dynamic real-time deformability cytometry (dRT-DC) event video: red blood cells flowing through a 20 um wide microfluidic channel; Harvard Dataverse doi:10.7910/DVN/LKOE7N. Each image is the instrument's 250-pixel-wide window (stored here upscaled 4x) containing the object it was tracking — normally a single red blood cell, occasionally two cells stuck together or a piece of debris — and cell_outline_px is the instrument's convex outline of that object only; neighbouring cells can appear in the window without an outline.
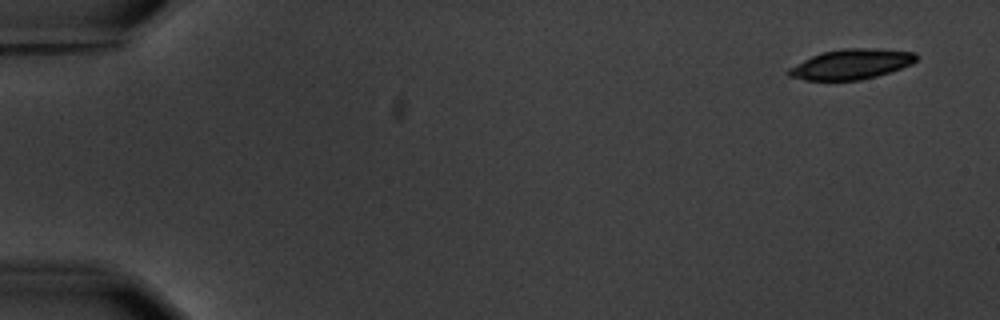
{"species": "common noctule bat (a hibernating species)", "species_latin": "Nyctalus noctula", "temperature_condition": "warm", "stored_images_in_passage": 5, "camera_frame_rate_fps": 3000, "um_per_image_px": 0.085, "animal": {"sex": "male", "body_mass_g": 20.1, "forearm_length_mm": 53.5}, "frame": {"image": 1, "passage_image": 1, "time_ms": 0.0, "image_size_px": [1000, 320], "cell_outline_px": [[916, 60], [912, 64], [876, 76], [860, 80], [804, 80], [788, 76], [784, 72], [788, 68], [820, 52], [844, 48], [872, 48], [916, 52]], "centroid_in_image_um": [72.31, 5.45], "position_along_channel_um": 12.7, "area_um2": 22.37}}
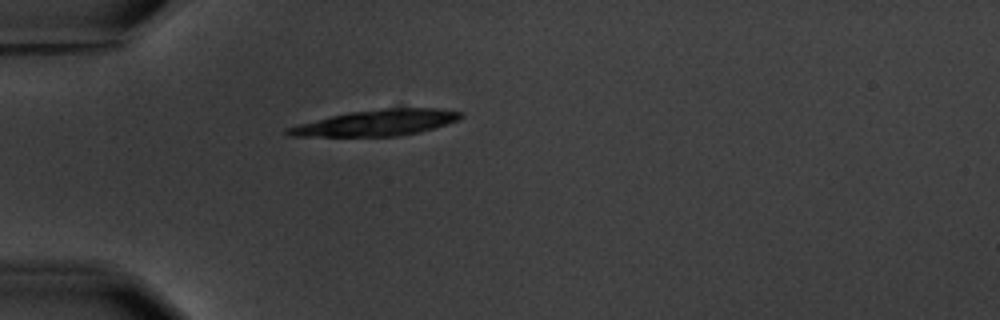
{"frame": {"image": 2, "passage_image": 5, "time_ms": 4.667, "image_size_px": [1000, 320], "cell_outline_px": [[464, 116], [460, 120], [448, 124], [420, 132], [400, 136], [288, 136], [284, 132], [284, 128], [332, 116], [352, 112], [380, 108], [436, 108], [464, 112]], "centroid_in_image_um": [32.08, 10.44], "position_along_channel_um": 52.9, "area_um2": 26.18}}